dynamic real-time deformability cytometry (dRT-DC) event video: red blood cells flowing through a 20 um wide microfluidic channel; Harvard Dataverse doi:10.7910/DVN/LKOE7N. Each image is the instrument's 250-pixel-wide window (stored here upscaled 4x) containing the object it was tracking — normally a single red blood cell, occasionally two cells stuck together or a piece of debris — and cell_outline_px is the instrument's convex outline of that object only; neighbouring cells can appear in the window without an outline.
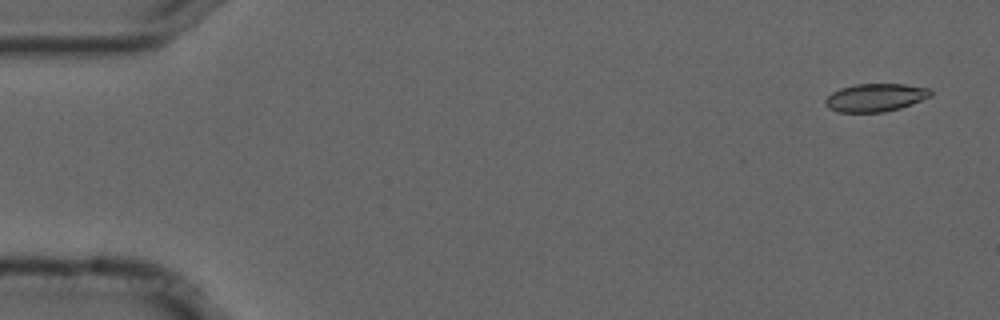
{"species": "common noctule bat (a hibernating species)", "species_latin": "Nyctalus noctula", "temperature_condition": "cold", "stored_images_in_passage": 15, "camera_frame_rate_fps": 3000, "um_per_image_px": 0.085, "animal": {"sex": "male", "forearm_length_mm": 52.5}, "frame": {"image": 1, "passage_image": 3, "time_ms": 0.667, "image_size_px": [1000, 320], "cell_outline_px": [[932, 96], [900, 108], [884, 112], [836, 112], [828, 108], [824, 104], [824, 100], [832, 92], [840, 88], [856, 84], [904, 84], [932, 88]], "centroid_in_image_um": [74.41, 8.29], "position_along_channel_um": 10.6, "area_um2": 17.34}}